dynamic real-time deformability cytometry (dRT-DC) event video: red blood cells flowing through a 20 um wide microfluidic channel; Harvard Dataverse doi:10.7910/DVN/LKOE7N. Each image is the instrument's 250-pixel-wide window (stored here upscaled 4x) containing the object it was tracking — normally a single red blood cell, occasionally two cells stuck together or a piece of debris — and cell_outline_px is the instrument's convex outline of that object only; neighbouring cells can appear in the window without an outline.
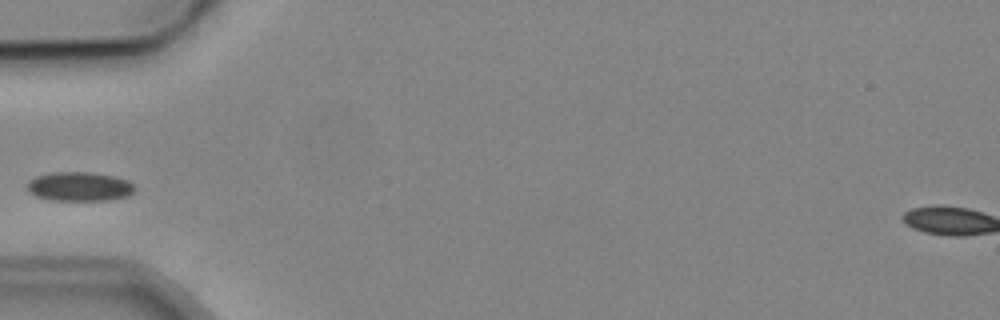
{"species": "common noctule bat (a hibernating species)", "species_latin": "Nyctalus noctula", "temperature_condition": "cold", "stored_images_in_passage": 2, "camera_frame_rate_fps": 3000, "um_per_image_px": 0.085, "animal": {"sex": "male", "body_mass_g": 19.2, "forearm_length_mm": 51.8}, "frame": {"image": 1, "passage_image": 1, "time_ms": 0.0, "image_size_px": [1000, 320], "cell_outline_px": [[136, 188], [128, 196], [108, 200], [52, 200], [36, 196], [28, 192], [28, 180], [36, 176], [48, 172], [92, 172], [112, 176], [128, 180]], "centroid_in_image_um": [6.73, 15.85], "position_along_channel_um": 78.3, "area_um2": 18.32}}